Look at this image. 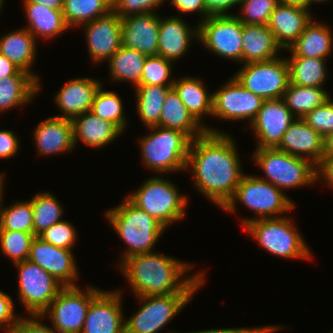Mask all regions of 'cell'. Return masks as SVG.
<instances>
[{
  "instance_id": "6da1fadb",
  "label": "cell",
  "mask_w": 333,
  "mask_h": 333,
  "mask_svg": "<svg viewBox=\"0 0 333 333\" xmlns=\"http://www.w3.org/2000/svg\"><path fill=\"white\" fill-rule=\"evenodd\" d=\"M236 143L224 131L205 132L191 141L186 169H192L195 187L223 209L234 196L244 173Z\"/></svg>"
},
{
  "instance_id": "7a4b0ae2",
  "label": "cell",
  "mask_w": 333,
  "mask_h": 333,
  "mask_svg": "<svg viewBox=\"0 0 333 333\" xmlns=\"http://www.w3.org/2000/svg\"><path fill=\"white\" fill-rule=\"evenodd\" d=\"M118 266L136 297L194 293L206 280L204 271L186 277L193 266L154 251L131 255Z\"/></svg>"
},
{
  "instance_id": "3957f363",
  "label": "cell",
  "mask_w": 333,
  "mask_h": 333,
  "mask_svg": "<svg viewBox=\"0 0 333 333\" xmlns=\"http://www.w3.org/2000/svg\"><path fill=\"white\" fill-rule=\"evenodd\" d=\"M113 230L127 244L121 260L138 253L152 252L166 228L146 211L137 208L126 197L123 202L106 211Z\"/></svg>"
},
{
  "instance_id": "277c9868",
  "label": "cell",
  "mask_w": 333,
  "mask_h": 333,
  "mask_svg": "<svg viewBox=\"0 0 333 333\" xmlns=\"http://www.w3.org/2000/svg\"><path fill=\"white\" fill-rule=\"evenodd\" d=\"M149 129V135L142 137L139 142L144 166L162 174L186 170L192 140L175 129L160 126H152Z\"/></svg>"
},
{
  "instance_id": "5b68a950",
  "label": "cell",
  "mask_w": 333,
  "mask_h": 333,
  "mask_svg": "<svg viewBox=\"0 0 333 333\" xmlns=\"http://www.w3.org/2000/svg\"><path fill=\"white\" fill-rule=\"evenodd\" d=\"M238 201L258 215V217L255 215V218L243 219L242 227L256 219L283 217L282 213H288L295 207L294 202L279 188L268 181L260 179L259 176L247 174H244L234 196L223 210L232 213L236 212Z\"/></svg>"
},
{
  "instance_id": "8992f818",
  "label": "cell",
  "mask_w": 333,
  "mask_h": 333,
  "mask_svg": "<svg viewBox=\"0 0 333 333\" xmlns=\"http://www.w3.org/2000/svg\"><path fill=\"white\" fill-rule=\"evenodd\" d=\"M126 198L137 208L146 211L166 229L173 222L185 217L188 199L177 186L164 177H150L134 193Z\"/></svg>"
},
{
  "instance_id": "52a82bcc",
  "label": "cell",
  "mask_w": 333,
  "mask_h": 333,
  "mask_svg": "<svg viewBox=\"0 0 333 333\" xmlns=\"http://www.w3.org/2000/svg\"><path fill=\"white\" fill-rule=\"evenodd\" d=\"M243 229L271 255L286 259L312 258L310 249L290 217L256 219L246 224Z\"/></svg>"
},
{
  "instance_id": "ba28073f",
  "label": "cell",
  "mask_w": 333,
  "mask_h": 333,
  "mask_svg": "<svg viewBox=\"0 0 333 333\" xmlns=\"http://www.w3.org/2000/svg\"><path fill=\"white\" fill-rule=\"evenodd\" d=\"M252 157L266 175L265 178H259L270 182L283 192L317 181L316 165L278 148L255 149Z\"/></svg>"
},
{
  "instance_id": "9c48e42d",
  "label": "cell",
  "mask_w": 333,
  "mask_h": 333,
  "mask_svg": "<svg viewBox=\"0 0 333 333\" xmlns=\"http://www.w3.org/2000/svg\"><path fill=\"white\" fill-rule=\"evenodd\" d=\"M193 294L138 296L142 307L125 321V333L159 332L191 301Z\"/></svg>"
},
{
  "instance_id": "30bf717a",
  "label": "cell",
  "mask_w": 333,
  "mask_h": 333,
  "mask_svg": "<svg viewBox=\"0 0 333 333\" xmlns=\"http://www.w3.org/2000/svg\"><path fill=\"white\" fill-rule=\"evenodd\" d=\"M234 78L264 100L283 98L290 83L286 58L244 64Z\"/></svg>"
},
{
  "instance_id": "8fae6325",
  "label": "cell",
  "mask_w": 333,
  "mask_h": 333,
  "mask_svg": "<svg viewBox=\"0 0 333 333\" xmlns=\"http://www.w3.org/2000/svg\"><path fill=\"white\" fill-rule=\"evenodd\" d=\"M85 289L64 286L40 316L48 315L57 333H81L91 300L101 291L92 286Z\"/></svg>"
},
{
  "instance_id": "7c38bea8",
  "label": "cell",
  "mask_w": 333,
  "mask_h": 333,
  "mask_svg": "<svg viewBox=\"0 0 333 333\" xmlns=\"http://www.w3.org/2000/svg\"><path fill=\"white\" fill-rule=\"evenodd\" d=\"M18 268V298L29 315H41L64 287L38 264L25 260Z\"/></svg>"
},
{
  "instance_id": "4fadbf2b",
  "label": "cell",
  "mask_w": 333,
  "mask_h": 333,
  "mask_svg": "<svg viewBox=\"0 0 333 333\" xmlns=\"http://www.w3.org/2000/svg\"><path fill=\"white\" fill-rule=\"evenodd\" d=\"M198 40L216 55L242 63V22L235 14L210 15L198 23Z\"/></svg>"
},
{
  "instance_id": "5bb4252c",
  "label": "cell",
  "mask_w": 333,
  "mask_h": 333,
  "mask_svg": "<svg viewBox=\"0 0 333 333\" xmlns=\"http://www.w3.org/2000/svg\"><path fill=\"white\" fill-rule=\"evenodd\" d=\"M213 93L212 116L225 120H247L251 124L264 99L244 89L233 77Z\"/></svg>"
},
{
  "instance_id": "9a60e30c",
  "label": "cell",
  "mask_w": 333,
  "mask_h": 333,
  "mask_svg": "<svg viewBox=\"0 0 333 333\" xmlns=\"http://www.w3.org/2000/svg\"><path fill=\"white\" fill-rule=\"evenodd\" d=\"M296 119L283 98L264 100L250 127L257 137L256 149L277 148L285 131Z\"/></svg>"
},
{
  "instance_id": "2e32d148",
  "label": "cell",
  "mask_w": 333,
  "mask_h": 333,
  "mask_svg": "<svg viewBox=\"0 0 333 333\" xmlns=\"http://www.w3.org/2000/svg\"><path fill=\"white\" fill-rule=\"evenodd\" d=\"M121 291H100L90 303L81 333H125Z\"/></svg>"
},
{
  "instance_id": "e0dca14e",
  "label": "cell",
  "mask_w": 333,
  "mask_h": 333,
  "mask_svg": "<svg viewBox=\"0 0 333 333\" xmlns=\"http://www.w3.org/2000/svg\"><path fill=\"white\" fill-rule=\"evenodd\" d=\"M28 260L38 264L63 286H77L78 271L72 250L55 247L35 236Z\"/></svg>"
},
{
  "instance_id": "ac0fdd59",
  "label": "cell",
  "mask_w": 333,
  "mask_h": 333,
  "mask_svg": "<svg viewBox=\"0 0 333 333\" xmlns=\"http://www.w3.org/2000/svg\"><path fill=\"white\" fill-rule=\"evenodd\" d=\"M82 26L93 62L108 60L122 46L121 18L113 10Z\"/></svg>"
},
{
  "instance_id": "d6986e66",
  "label": "cell",
  "mask_w": 333,
  "mask_h": 333,
  "mask_svg": "<svg viewBox=\"0 0 333 333\" xmlns=\"http://www.w3.org/2000/svg\"><path fill=\"white\" fill-rule=\"evenodd\" d=\"M159 16L149 12L121 18L122 46L146 56L157 55Z\"/></svg>"
},
{
  "instance_id": "ffe728a7",
  "label": "cell",
  "mask_w": 333,
  "mask_h": 333,
  "mask_svg": "<svg viewBox=\"0 0 333 333\" xmlns=\"http://www.w3.org/2000/svg\"><path fill=\"white\" fill-rule=\"evenodd\" d=\"M277 148L292 156L307 159L317 166L323 157L324 138L302 118H296L285 131Z\"/></svg>"
},
{
  "instance_id": "44dd1931",
  "label": "cell",
  "mask_w": 333,
  "mask_h": 333,
  "mask_svg": "<svg viewBox=\"0 0 333 333\" xmlns=\"http://www.w3.org/2000/svg\"><path fill=\"white\" fill-rule=\"evenodd\" d=\"M311 20L309 9L279 3L271 13L267 26L273 33L276 42L282 47V50H285L299 38Z\"/></svg>"
},
{
  "instance_id": "7402d4cb",
  "label": "cell",
  "mask_w": 333,
  "mask_h": 333,
  "mask_svg": "<svg viewBox=\"0 0 333 333\" xmlns=\"http://www.w3.org/2000/svg\"><path fill=\"white\" fill-rule=\"evenodd\" d=\"M103 83L91 78H74L55 95V103L63 115L55 117L73 119L85 112L91 111L96 92Z\"/></svg>"
},
{
  "instance_id": "603a6c76",
  "label": "cell",
  "mask_w": 333,
  "mask_h": 333,
  "mask_svg": "<svg viewBox=\"0 0 333 333\" xmlns=\"http://www.w3.org/2000/svg\"><path fill=\"white\" fill-rule=\"evenodd\" d=\"M193 28L178 16L163 19L159 17L157 55L172 62L182 58L187 53L192 39L198 38V25L196 29Z\"/></svg>"
},
{
  "instance_id": "cb8c5ba5",
  "label": "cell",
  "mask_w": 333,
  "mask_h": 333,
  "mask_svg": "<svg viewBox=\"0 0 333 333\" xmlns=\"http://www.w3.org/2000/svg\"><path fill=\"white\" fill-rule=\"evenodd\" d=\"M33 136L38 152L43 156L71 152L75 147L72 119L49 117L37 125Z\"/></svg>"
},
{
  "instance_id": "d4e9b609",
  "label": "cell",
  "mask_w": 333,
  "mask_h": 333,
  "mask_svg": "<svg viewBox=\"0 0 333 333\" xmlns=\"http://www.w3.org/2000/svg\"><path fill=\"white\" fill-rule=\"evenodd\" d=\"M72 124L74 146L81 140L89 147L103 148L122 133L115 124L97 117L91 111L74 117Z\"/></svg>"
},
{
  "instance_id": "484cf974",
  "label": "cell",
  "mask_w": 333,
  "mask_h": 333,
  "mask_svg": "<svg viewBox=\"0 0 333 333\" xmlns=\"http://www.w3.org/2000/svg\"><path fill=\"white\" fill-rule=\"evenodd\" d=\"M281 49L267 25L242 23V64L275 59Z\"/></svg>"
},
{
  "instance_id": "4316f807",
  "label": "cell",
  "mask_w": 333,
  "mask_h": 333,
  "mask_svg": "<svg viewBox=\"0 0 333 333\" xmlns=\"http://www.w3.org/2000/svg\"><path fill=\"white\" fill-rule=\"evenodd\" d=\"M203 82L198 78L185 76L181 79H176L172 88L179 95V98L184 103L189 113L194 119L202 125L206 132L221 133L215 128H209L202 124L203 115L212 116V98L213 93H208Z\"/></svg>"
},
{
  "instance_id": "83f0119b",
  "label": "cell",
  "mask_w": 333,
  "mask_h": 333,
  "mask_svg": "<svg viewBox=\"0 0 333 333\" xmlns=\"http://www.w3.org/2000/svg\"><path fill=\"white\" fill-rule=\"evenodd\" d=\"M37 39L25 27L2 35L0 38V54L5 55L21 70L32 75L38 82L39 78L31 71L35 61Z\"/></svg>"
},
{
  "instance_id": "f1b7e54d",
  "label": "cell",
  "mask_w": 333,
  "mask_h": 333,
  "mask_svg": "<svg viewBox=\"0 0 333 333\" xmlns=\"http://www.w3.org/2000/svg\"><path fill=\"white\" fill-rule=\"evenodd\" d=\"M29 22L28 29L35 38L51 39L70 29L64 19L63 10H55L44 4L23 2Z\"/></svg>"
},
{
  "instance_id": "f546056e",
  "label": "cell",
  "mask_w": 333,
  "mask_h": 333,
  "mask_svg": "<svg viewBox=\"0 0 333 333\" xmlns=\"http://www.w3.org/2000/svg\"><path fill=\"white\" fill-rule=\"evenodd\" d=\"M158 126L181 131L191 140L206 132V129L189 113L173 88L167 93L164 100Z\"/></svg>"
},
{
  "instance_id": "4dcf8cb0",
  "label": "cell",
  "mask_w": 333,
  "mask_h": 333,
  "mask_svg": "<svg viewBox=\"0 0 333 333\" xmlns=\"http://www.w3.org/2000/svg\"><path fill=\"white\" fill-rule=\"evenodd\" d=\"M332 46L333 34L330 28L312 19L299 38L286 50L291 51V56L326 59L332 52Z\"/></svg>"
},
{
  "instance_id": "1f68e13d",
  "label": "cell",
  "mask_w": 333,
  "mask_h": 333,
  "mask_svg": "<svg viewBox=\"0 0 333 333\" xmlns=\"http://www.w3.org/2000/svg\"><path fill=\"white\" fill-rule=\"evenodd\" d=\"M39 89L40 83L23 70L0 79V112L26 105Z\"/></svg>"
},
{
  "instance_id": "d6a6232c",
  "label": "cell",
  "mask_w": 333,
  "mask_h": 333,
  "mask_svg": "<svg viewBox=\"0 0 333 333\" xmlns=\"http://www.w3.org/2000/svg\"><path fill=\"white\" fill-rule=\"evenodd\" d=\"M146 55L121 46L109 59L110 78L116 82L128 81L139 86Z\"/></svg>"
},
{
  "instance_id": "836d02e7",
  "label": "cell",
  "mask_w": 333,
  "mask_h": 333,
  "mask_svg": "<svg viewBox=\"0 0 333 333\" xmlns=\"http://www.w3.org/2000/svg\"><path fill=\"white\" fill-rule=\"evenodd\" d=\"M135 88L136 110L143 125L146 128L158 126L164 100L172 86L139 85Z\"/></svg>"
},
{
  "instance_id": "e575fe53",
  "label": "cell",
  "mask_w": 333,
  "mask_h": 333,
  "mask_svg": "<svg viewBox=\"0 0 333 333\" xmlns=\"http://www.w3.org/2000/svg\"><path fill=\"white\" fill-rule=\"evenodd\" d=\"M286 60L289 66L290 84L322 87L327 80L326 59L291 56Z\"/></svg>"
},
{
  "instance_id": "d590c367",
  "label": "cell",
  "mask_w": 333,
  "mask_h": 333,
  "mask_svg": "<svg viewBox=\"0 0 333 333\" xmlns=\"http://www.w3.org/2000/svg\"><path fill=\"white\" fill-rule=\"evenodd\" d=\"M330 97L329 93L322 87L298 86L289 83L283 100L296 118H303Z\"/></svg>"
},
{
  "instance_id": "8d00e7d4",
  "label": "cell",
  "mask_w": 333,
  "mask_h": 333,
  "mask_svg": "<svg viewBox=\"0 0 333 333\" xmlns=\"http://www.w3.org/2000/svg\"><path fill=\"white\" fill-rule=\"evenodd\" d=\"M112 11V0H64L63 15L67 26H81Z\"/></svg>"
},
{
  "instance_id": "74e56055",
  "label": "cell",
  "mask_w": 333,
  "mask_h": 333,
  "mask_svg": "<svg viewBox=\"0 0 333 333\" xmlns=\"http://www.w3.org/2000/svg\"><path fill=\"white\" fill-rule=\"evenodd\" d=\"M34 235L38 236L55 223L62 221L63 208L57 198L49 193L35 194L31 200Z\"/></svg>"
},
{
  "instance_id": "f35d334b",
  "label": "cell",
  "mask_w": 333,
  "mask_h": 333,
  "mask_svg": "<svg viewBox=\"0 0 333 333\" xmlns=\"http://www.w3.org/2000/svg\"><path fill=\"white\" fill-rule=\"evenodd\" d=\"M0 204V230L27 232L34 235L33 209L29 201L16 202L8 207Z\"/></svg>"
},
{
  "instance_id": "ab89813d",
  "label": "cell",
  "mask_w": 333,
  "mask_h": 333,
  "mask_svg": "<svg viewBox=\"0 0 333 333\" xmlns=\"http://www.w3.org/2000/svg\"><path fill=\"white\" fill-rule=\"evenodd\" d=\"M102 87L101 85L95 94L91 112L97 117L112 122L123 132L127 125V118L123 113L122 99L117 93L105 91Z\"/></svg>"
},
{
  "instance_id": "60d3db41",
  "label": "cell",
  "mask_w": 333,
  "mask_h": 333,
  "mask_svg": "<svg viewBox=\"0 0 333 333\" xmlns=\"http://www.w3.org/2000/svg\"><path fill=\"white\" fill-rule=\"evenodd\" d=\"M35 235L21 231L0 230V249L13 264L28 260Z\"/></svg>"
},
{
  "instance_id": "b9f144b4",
  "label": "cell",
  "mask_w": 333,
  "mask_h": 333,
  "mask_svg": "<svg viewBox=\"0 0 333 333\" xmlns=\"http://www.w3.org/2000/svg\"><path fill=\"white\" fill-rule=\"evenodd\" d=\"M172 63L160 55L147 56L139 85L173 86L175 79L171 80Z\"/></svg>"
},
{
  "instance_id": "7bdbcfd3",
  "label": "cell",
  "mask_w": 333,
  "mask_h": 333,
  "mask_svg": "<svg viewBox=\"0 0 333 333\" xmlns=\"http://www.w3.org/2000/svg\"><path fill=\"white\" fill-rule=\"evenodd\" d=\"M278 4V0H241L242 14L236 17L244 24L267 25Z\"/></svg>"
},
{
  "instance_id": "ee69618b",
  "label": "cell",
  "mask_w": 333,
  "mask_h": 333,
  "mask_svg": "<svg viewBox=\"0 0 333 333\" xmlns=\"http://www.w3.org/2000/svg\"><path fill=\"white\" fill-rule=\"evenodd\" d=\"M43 241L55 247L72 250L77 240L75 227L70 222L62 220L38 235Z\"/></svg>"
},
{
  "instance_id": "f6af8a7d",
  "label": "cell",
  "mask_w": 333,
  "mask_h": 333,
  "mask_svg": "<svg viewBox=\"0 0 333 333\" xmlns=\"http://www.w3.org/2000/svg\"><path fill=\"white\" fill-rule=\"evenodd\" d=\"M323 138L333 132V100L331 97L302 118Z\"/></svg>"
},
{
  "instance_id": "bcb514c9",
  "label": "cell",
  "mask_w": 333,
  "mask_h": 333,
  "mask_svg": "<svg viewBox=\"0 0 333 333\" xmlns=\"http://www.w3.org/2000/svg\"><path fill=\"white\" fill-rule=\"evenodd\" d=\"M166 0H112V10L120 17L154 13Z\"/></svg>"
},
{
  "instance_id": "7dc6e473",
  "label": "cell",
  "mask_w": 333,
  "mask_h": 333,
  "mask_svg": "<svg viewBox=\"0 0 333 333\" xmlns=\"http://www.w3.org/2000/svg\"><path fill=\"white\" fill-rule=\"evenodd\" d=\"M31 318L20 317L9 333H57L53 327L42 323L40 315H30ZM39 319V320H38Z\"/></svg>"
},
{
  "instance_id": "c3c4849f",
  "label": "cell",
  "mask_w": 333,
  "mask_h": 333,
  "mask_svg": "<svg viewBox=\"0 0 333 333\" xmlns=\"http://www.w3.org/2000/svg\"><path fill=\"white\" fill-rule=\"evenodd\" d=\"M13 303L11 296L0 290V329L3 326L5 333H9L20 318L15 315Z\"/></svg>"
},
{
  "instance_id": "681fc988",
  "label": "cell",
  "mask_w": 333,
  "mask_h": 333,
  "mask_svg": "<svg viewBox=\"0 0 333 333\" xmlns=\"http://www.w3.org/2000/svg\"><path fill=\"white\" fill-rule=\"evenodd\" d=\"M13 131L0 130V159L15 156L19 149V141Z\"/></svg>"
},
{
  "instance_id": "f907efd6",
  "label": "cell",
  "mask_w": 333,
  "mask_h": 333,
  "mask_svg": "<svg viewBox=\"0 0 333 333\" xmlns=\"http://www.w3.org/2000/svg\"><path fill=\"white\" fill-rule=\"evenodd\" d=\"M170 4L181 13H199L204 21L210 14L206 10L204 0H170Z\"/></svg>"
},
{
  "instance_id": "816d5d0a",
  "label": "cell",
  "mask_w": 333,
  "mask_h": 333,
  "mask_svg": "<svg viewBox=\"0 0 333 333\" xmlns=\"http://www.w3.org/2000/svg\"><path fill=\"white\" fill-rule=\"evenodd\" d=\"M241 0H204L206 10L210 15H225L230 8L239 5Z\"/></svg>"
},
{
  "instance_id": "f5cc1de1",
  "label": "cell",
  "mask_w": 333,
  "mask_h": 333,
  "mask_svg": "<svg viewBox=\"0 0 333 333\" xmlns=\"http://www.w3.org/2000/svg\"><path fill=\"white\" fill-rule=\"evenodd\" d=\"M317 181L323 178L333 189V156H323L316 166Z\"/></svg>"
},
{
  "instance_id": "db71d44e",
  "label": "cell",
  "mask_w": 333,
  "mask_h": 333,
  "mask_svg": "<svg viewBox=\"0 0 333 333\" xmlns=\"http://www.w3.org/2000/svg\"><path fill=\"white\" fill-rule=\"evenodd\" d=\"M21 69L12 63L5 55L0 54V79L16 75Z\"/></svg>"
},
{
  "instance_id": "11a10c76",
  "label": "cell",
  "mask_w": 333,
  "mask_h": 333,
  "mask_svg": "<svg viewBox=\"0 0 333 333\" xmlns=\"http://www.w3.org/2000/svg\"><path fill=\"white\" fill-rule=\"evenodd\" d=\"M262 326L257 327H245V328H224V329H210L203 331H191L188 333H257ZM169 333H177V332H169Z\"/></svg>"
},
{
  "instance_id": "9f6ffc18",
  "label": "cell",
  "mask_w": 333,
  "mask_h": 333,
  "mask_svg": "<svg viewBox=\"0 0 333 333\" xmlns=\"http://www.w3.org/2000/svg\"><path fill=\"white\" fill-rule=\"evenodd\" d=\"M24 2L44 4L46 7L55 10H63L64 7V0H25Z\"/></svg>"
},
{
  "instance_id": "6f0895ef",
  "label": "cell",
  "mask_w": 333,
  "mask_h": 333,
  "mask_svg": "<svg viewBox=\"0 0 333 333\" xmlns=\"http://www.w3.org/2000/svg\"><path fill=\"white\" fill-rule=\"evenodd\" d=\"M323 156H333V132L324 137Z\"/></svg>"
},
{
  "instance_id": "680465c9",
  "label": "cell",
  "mask_w": 333,
  "mask_h": 333,
  "mask_svg": "<svg viewBox=\"0 0 333 333\" xmlns=\"http://www.w3.org/2000/svg\"><path fill=\"white\" fill-rule=\"evenodd\" d=\"M280 4L296 5L307 8V0H278Z\"/></svg>"
},
{
  "instance_id": "91938a15",
  "label": "cell",
  "mask_w": 333,
  "mask_h": 333,
  "mask_svg": "<svg viewBox=\"0 0 333 333\" xmlns=\"http://www.w3.org/2000/svg\"><path fill=\"white\" fill-rule=\"evenodd\" d=\"M284 326H262L257 333H274Z\"/></svg>"
},
{
  "instance_id": "94428289",
  "label": "cell",
  "mask_w": 333,
  "mask_h": 333,
  "mask_svg": "<svg viewBox=\"0 0 333 333\" xmlns=\"http://www.w3.org/2000/svg\"><path fill=\"white\" fill-rule=\"evenodd\" d=\"M4 176H5L4 174L0 175V204H1V201H2V197H3L2 195H3V186H4L3 185L4 184V182H3L4 181Z\"/></svg>"
},
{
  "instance_id": "6125c7cd",
  "label": "cell",
  "mask_w": 333,
  "mask_h": 333,
  "mask_svg": "<svg viewBox=\"0 0 333 333\" xmlns=\"http://www.w3.org/2000/svg\"><path fill=\"white\" fill-rule=\"evenodd\" d=\"M323 1H328V0H307V9H310L311 7V5H312V3H315V2H322L323 3Z\"/></svg>"
},
{
  "instance_id": "be15d7a7",
  "label": "cell",
  "mask_w": 333,
  "mask_h": 333,
  "mask_svg": "<svg viewBox=\"0 0 333 333\" xmlns=\"http://www.w3.org/2000/svg\"><path fill=\"white\" fill-rule=\"evenodd\" d=\"M3 2H4V0H0V11H1V9H2ZM0 13H1V12H0Z\"/></svg>"
}]
</instances>
